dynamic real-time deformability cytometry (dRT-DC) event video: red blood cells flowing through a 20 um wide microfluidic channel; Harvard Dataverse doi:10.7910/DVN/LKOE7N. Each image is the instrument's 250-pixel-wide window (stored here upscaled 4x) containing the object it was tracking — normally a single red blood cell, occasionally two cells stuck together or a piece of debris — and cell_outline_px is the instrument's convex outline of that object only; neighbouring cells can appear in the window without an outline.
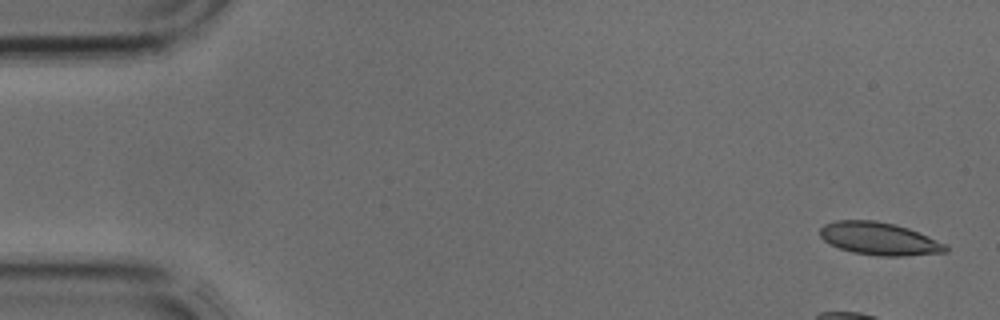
{"species": "common noctule bat (a hibernating species)", "species_latin": "Nyctalus noctula", "temperature_condition": "cold", "stored_images_in_passage": 5, "camera_frame_rate_fps": 3000, "um_per_image_px": 0.085, "animal": {"sex": "male", "body_mass_g": 17.9, "forearm_length_mm": 54.2}, "frame": {"image": 1, "passage_image": 1, "time_ms": 0.0, "image_size_px": [1000, 320], "cell_outline_px": [[948, 252], [904, 256], [880, 256], [852, 252], [840, 248], [824, 240], [820, 236], [820, 228], [824, 224], [836, 220], [876, 220], [908, 228], [948, 244]], "centroid_in_image_um": [74.76, 20.29], "position_along_channel_um": 10.2, "area_um2": 23.93}}